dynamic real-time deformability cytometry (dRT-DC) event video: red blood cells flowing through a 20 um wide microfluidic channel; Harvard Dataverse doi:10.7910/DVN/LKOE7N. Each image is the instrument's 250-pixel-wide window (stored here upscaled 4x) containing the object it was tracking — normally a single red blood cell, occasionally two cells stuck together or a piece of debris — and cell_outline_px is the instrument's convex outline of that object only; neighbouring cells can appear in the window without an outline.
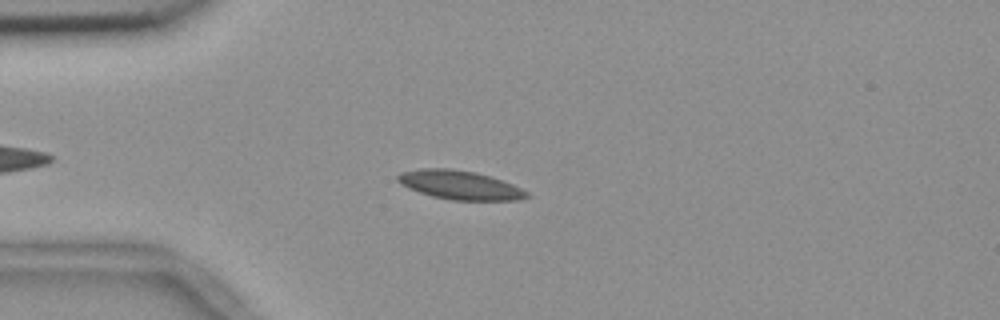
{"species": "common noctule bat (a hibernating species)", "species_latin": "Nyctalus noctula", "temperature_condition": "room temperature", "stored_images_in_passage": 38, "camera_frame_rate_fps": 3000, "um_per_image_px": 0.085, "animal": {"sex": "female", "body_mass_g": 18.4}, "frame": {"image": 1, "passage_image": 8, "time_ms": 2.333, "image_size_px": [1000, 320], "cell_outline_px": [[532, 196], [520, 200], [452, 200], [432, 196], [408, 188], [400, 184], [396, 180], [396, 176], [400, 172], [420, 168], [448, 168], [476, 172], [512, 184], [528, 192]], "centroid_in_image_um": [39.06, 15.72], "position_along_channel_um": 45.9, "area_um2": 21.73}}
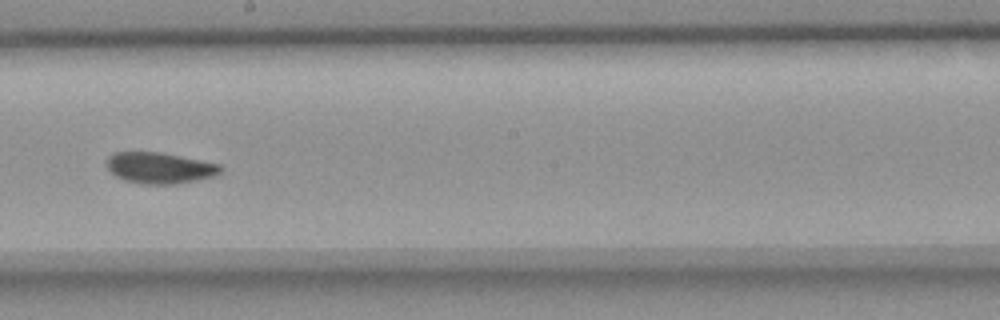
{"frame": {"image": 2, "passage_image": 25, "time_ms": 8.0, "image_size_px": [1000, 320], "cell_outline_px": [[224, 168], [216, 176], [176, 184], [140, 184], [124, 180], [116, 176], [104, 164], [104, 160], [108, 156], [116, 152], [160, 152], [220, 164]], "centroid_in_image_um": [13.55, 14.27], "position_along_channel_um": 234.6, "area_um2": 20.81}}
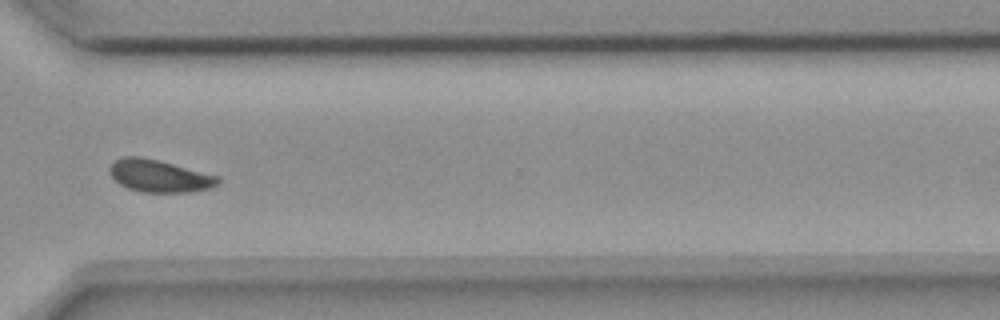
{"frame": {"image": 3, "passage_image": 35, "time_ms": 11.333, "image_size_px": [1000, 320], "cell_outline_px": [[220, 180], [212, 188], [188, 192], [140, 192], [128, 188], [120, 184], [108, 172], [108, 168], [116, 160], [124, 156], [140, 156], [220, 176]], "centroid_in_image_um": [13.53, 14.96], "position_along_channel_um": 357.1, "area_um2": 20.23}, "authors_computed_cell_mechanics": {"area_um2": 20.7502, "velocity_mm_per_s": 3.6508, "shape_relaxation_time_tau1_ms": 6.3539, "shape_relaxation_time_tau2_ms": 0.8672, "deformation_change_tau1": 0.1121, "deformation_change_tau2": 0.0341}}